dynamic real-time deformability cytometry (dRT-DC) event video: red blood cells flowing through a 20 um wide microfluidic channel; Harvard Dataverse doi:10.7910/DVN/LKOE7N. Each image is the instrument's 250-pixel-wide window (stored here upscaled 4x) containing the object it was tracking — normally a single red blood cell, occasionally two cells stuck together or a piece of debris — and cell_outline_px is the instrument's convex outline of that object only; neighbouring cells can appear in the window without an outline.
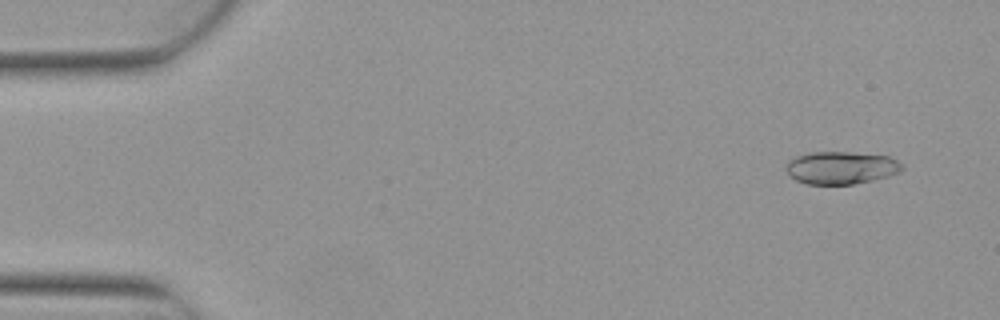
{"species": "Egyptian fruit bat (a non-hibernating species)", "species_latin": "Rousettus aegyptiacus", "temperature_condition": "warm", "stored_images_in_passage": 5, "camera_frame_rate_fps": 3000, "um_per_image_px": 0.085, "animal": {"sex": "female"}, "frame": {"image": 1, "passage_image": 2, "time_ms": 0.333, "image_size_px": [1000, 320], "cell_outline_px": [[904, 168], [900, 172], [888, 176], [872, 180], [852, 184], [808, 184], [796, 180], [784, 168], [788, 160], [796, 156], [812, 152], [852, 152], [888, 156], [904, 164]], "centroid_in_image_um": [71.5, 14.25], "position_along_channel_um": 13.5, "area_um2": 22.08}}
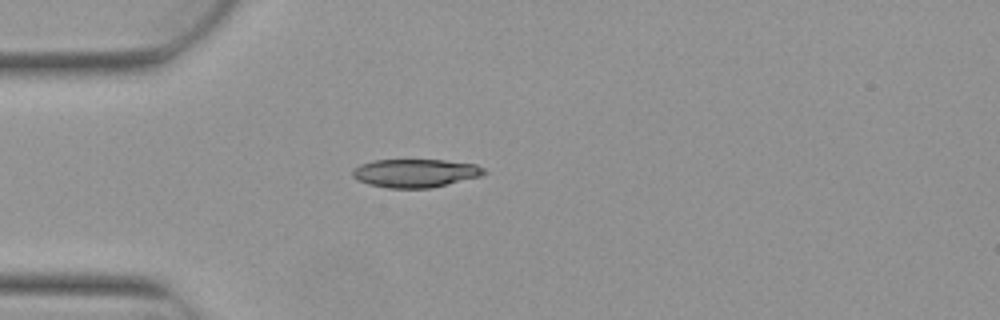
{"frame": {"image": 2, "passage_image": 5, "time_ms": 1.333, "image_size_px": [1000, 320], "cell_outline_px": [[488, 172], [484, 176], [432, 188], [388, 188], [368, 184], [356, 180], [352, 176], [352, 168], [360, 164], [372, 160], [444, 160], [476, 164], [484, 168]], "centroid_in_image_um": [35.32, 14.72], "position_along_channel_um": 49.7, "area_um2": 22.14}}